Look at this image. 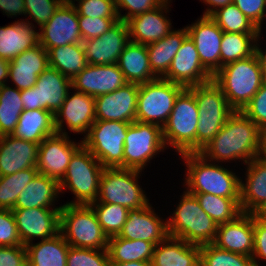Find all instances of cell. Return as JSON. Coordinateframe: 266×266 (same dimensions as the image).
<instances>
[{
	"instance_id": "obj_1",
	"label": "cell",
	"mask_w": 266,
	"mask_h": 266,
	"mask_svg": "<svg viewBox=\"0 0 266 266\" xmlns=\"http://www.w3.org/2000/svg\"><path fill=\"white\" fill-rule=\"evenodd\" d=\"M261 128L242 111H235L221 130L198 153L212 161L243 160L246 165L258 157Z\"/></svg>"
},
{
	"instance_id": "obj_2",
	"label": "cell",
	"mask_w": 266,
	"mask_h": 266,
	"mask_svg": "<svg viewBox=\"0 0 266 266\" xmlns=\"http://www.w3.org/2000/svg\"><path fill=\"white\" fill-rule=\"evenodd\" d=\"M213 80L220 86L235 111H242L264 83L255 53L221 67L214 74Z\"/></svg>"
},
{
	"instance_id": "obj_3",
	"label": "cell",
	"mask_w": 266,
	"mask_h": 266,
	"mask_svg": "<svg viewBox=\"0 0 266 266\" xmlns=\"http://www.w3.org/2000/svg\"><path fill=\"white\" fill-rule=\"evenodd\" d=\"M187 167L186 190L188 193H208L226 198H240V180L232 171L209 164L199 153L181 154Z\"/></svg>"
},
{
	"instance_id": "obj_4",
	"label": "cell",
	"mask_w": 266,
	"mask_h": 266,
	"mask_svg": "<svg viewBox=\"0 0 266 266\" xmlns=\"http://www.w3.org/2000/svg\"><path fill=\"white\" fill-rule=\"evenodd\" d=\"M189 89L194 93L198 107L199 119L196 130V153H198L221 130L235 110L229 105L222 89L213 79Z\"/></svg>"
},
{
	"instance_id": "obj_5",
	"label": "cell",
	"mask_w": 266,
	"mask_h": 266,
	"mask_svg": "<svg viewBox=\"0 0 266 266\" xmlns=\"http://www.w3.org/2000/svg\"><path fill=\"white\" fill-rule=\"evenodd\" d=\"M172 216L167 221L169 236L199 246L215 241L218 225L203 211L195 195L185 191Z\"/></svg>"
},
{
	"instance_id": "obj_6",
	"label": "cell",
	"mask_w": 266,
	"mask_h": 266,
	"mask_svg": "<svg viewBox=\"0 0 266 266\" xmlns=\"http://www.w3.org/2000/svg\"><path fill=\"white\" fill-rule=\"evenodd\" d=\"M60 207V233L71 247L107 250L109 238L91 205L64 204Z\"/></svg>"
},
{
	"instance_id": "obj_7",
	"label": "cell",
	"mask_w": 266,
	"mask_h": 266,
	"mask_svg": "<svg viewBox=\"0 0 266 266\" xmlns=\"http://www.w3.org/2000/svg\"><path fill=\"white\" fill-rule=\"evenodd\" d=\"M198 107L194 93L184 88L177 96L168 120L162 127L165 145H171L181 155L196 153Z\"/></svg>"
},
{
	"instance_id": "obj_8",
	"label": "cell",
	"mask_w": 266,
	"mask_h": 266,
	"mask_svg": "<svg viewBox=\"0 0 266 266\" xmlns=\"http://www.w3.org/2000/svg\"><path fill=\"white\" fill-rule=\"evenodd\" d=\"M104 167L83 145L73 154L66 174L60 183V191L68 188L76 200L66 204L90 205L97 200L99 181Z\"/></svg>"
},
{
	"instance_id": "obj_9",
	"label": "cell",
	"mask_w": 266,
	"mask_h": 266,
	"mask_svg": "<svg viewBox=\"0 0 266 266\" xmlns=\"http://www.w3.org/2000/svg\"><path fill=\"white\" fill-rule=\"evenodd\" d=\"M128 122L95 120L82 145L88 149L104 168L124 169V140Z\"/></svg>"
},
{
	"instance_id": "obj_10",
	"label": "cell",
	"mask_w": 266,
	"mask_h": 266,
	"mask_svg": "<svg viewBox=\"0 0 266 266\" xmlns=\"http://www.w3.org/2000/svg\"><path fill=\"white\" fill-rule=\"evenodd\" d=\"M140 172L119 167L104 168L95 202L122 205L129 210L146 206L149 199L137 182Z\"/></svg>"
},
{
	"instance_id": "obj_11",
	"label": "cell",
	"mask_w": 266,
	"mask_h": 266,
	"mask_svg": "<svg viewBox=\"0 0 266 266\" xmlns=\"http://www.w3.org/2000/svg\"><path fill=\"white\" fill-rule=\"evenodd\" d=\"M183 89V86L163 78L139 84L136 121L163 127Z\"/></svg>"
},
{
	"instance_id": "obj_12",
	"label": "cell",
	"mask_w": 266,
	"mask_h": 266,
	"mask_svg": "<svg viewBox=\"0 0 266 266\" xmlns=\"http://www.w3.org/2000/svg\"><path fill=\"white\" fill-rule=\"evenodd\" d=\"M165 147L162 126L138 121L130 123L124 140V169L142 171Z\"/></svg>"
},
{
	"instance_id": "obj_13",
	"label": "cell",
	"mask_w": 266,
	"mask_h": 266,
	"mask_svg": "<svg viewBox=\"0 0 266 266\" xmlns=\"http://www.w3.org/2000/svg\"><path fill=\"white\" fill-rule=\"evenodd\" d=\"M72 82L57 69L47 67L32 88L21 90L24 110L43 109L55 114L62 106Z\"/></svg>"
},
{
	"instance_id": "obj_14",
	"label": "cell",
	"mask_w": 266,
	"mask_h": 266,
	"mask_svg": "<svg viewBox=\"0 0 266 266\" xmlns=\"http://www.w3.org/2000/svg\"><path fill=\"white\" fill-rule=\"evenodd\" d=\"M39 33V44L45 49L82 43L75 2H63Z\"/></svg>"
},
{
	"instance_id": "obj_15",
	"label": "cell",
	"mask_w": 266,
	"mask_h": 266,
	"mask_svg": "<svg viewBox=\"0 0 266 266\" xmlns=\"http://www.w3.org/2000/svg\"><path fill=\"white\" fill-rule=\"evenodd\" d=\"M82 146L69 140L67 134L55 133L46 137L38 147L36 167L39 174L61 181L73 154Z\"/></svg>"
},
{
	"instance_id": "obj_16",
	"label": "cell",
	"mask_w": 266,
	"mask_h": 266,
	"mask_svg": "<svg viewBox=\"0 0 266 266\" xmlns=\"http://www.w3.org/2000/svg\"><path fill=\"white\" fill-rule=\"evenodd\" d=\"M61 207L12 209L16 220L17 232L22 245L31 244L34 237L42 240L60 232Z\"/></svg>"
},
{
	"instance_id": "obj_17",
	"label": "cell",
	"mask_w": 266,
	"mask_h": 266,
	"mask_svg": "<svg viewBox=\"0 0 266 266\" xmlns=\"http://www.w3.org/2000/svg\"><path fill=\"white\" fill-rule=\"evenodd\" d=\"M184 88L208 82L213 75L202 65L193 40L187 35L163 77Z\"/></svg>"
},
{
	"instance_id": "obj_18",
	"label": "cell",
	"mask_w": 266,
	"mask_h": 266,
	"mask_svg": "<svg viewBox=\"0 0 266 266\" xmlns=\"http://www.w3.org/2000/svg\"><path fill=\"white\" fill-rule=\"evenodd\" d=\"M129 41L127 22L118 20L100 37L83 40L85 58L90 65L115 64Z\"/></svg>"
},
{
	"instance_id": "obj_19",
	"label": "cell",
	"mask_w": 266,
	"mask_h": 266,
	"mask_svg": "<svg viewBox=\"0 0 266 266\" xmlns=\"http://www.w3.org/2000/svg\"><path fill=\"white\" fill-rule=\"evenodd\" d=\"M74 133H88L96 120L95 97L82 92H76L70 96L68 92L62 106L54 114V126L56 133L63 132V123Z\"/></svg>"
},
{
	"instance_id": "obj_20",
	"label": "cell",
	"mask_w": 266,
	"mask_h": 266,
	"mask_svg": "<svg viewBox=\"0 0 266 266\" xmlns=\"http://www.w3.org/2000/svg\"><path fill=\"white\" fill-rule=\"evenodd\" d=\"M139 84L127 83L117 90L95 97L96 120L136 121Z\"/></svg>"
},
{
	"instance_id": "obj_21",
	"label": "cell",
	"mask_w": 266,
	"mask_h": 266,
	"mask_svg": "<svg viewBox=\"0 0 266 266\" xmlns=\"http://www.w3.org/2000/svg\"><path fill=\"white\" fill-rule=\"evenodd\" d=\"M186 28L202 65L214 76L220 69L221 40L224 31L210 16H202Z\"/></svg>"
},
{
	"instance_id": "obj_22",
	"label": "cell",
	"mask_w": 266,
	"mask_h": 266,
	"mask_svg": "<svg viewBox=\"0 0 266 266\" xmlns=\"http://www.w3.org/2000/svg\"><path fill=\"white\" fill-rule=\"evenodd\" d=\"M71 82L72 89L92 97L111 93L128 83L117 63L111 65L88 64Z\"/></svg>"
},
{
	"instance_id": "obj_23",
	"label": "cell",
	"mask_w": 266,
	"mask_h": 266,
	"mask_svg": "<svg viewBox=\"0 0 266 266\" xmlns=\"http://www.w3.org/2000/svg\"><path fill=\"white\" fill-rule=\"evenodd\" d=\"M118 236L128 240L152 242L156 246L169 236L168 224L156 215L148 203L139 209L129 210L127 220Z\"/></svg>"
},
{
	"instance_id": "obj_24",
	"label": "cell",
	"mask_w": 266,
	"mask_h": 266,
	"mask_svg": "<svg viewBox=\"0 0 266 266\" xmlns=\"http://www.w3.org/2000/svg\"><path fill=\"white\" fill-rule=\"evenodd\" d=\"M218 248L252 257L254 250V216L242 212L233 221L219 224L213 242Z\"/></svg>"
},
{
	"instance_id": "obj_25",
	"label": "cell",
	"mask_w": 266,
	"mask_h": 266,
	"mask_svg": "<svg viewBox=\"0 0 266 266\" xmlns=\"http://www.w3.org/2000/svg\"><path fill=\"white\" fill-rule=\"evenodd\" d=\"M168 2L165 0L151 11L143 12L128 19L126 22L129 29V40L148 45L170 33L172 31L171 21L163 14L168 12Z\"/></svg>"
},
{
	"instance_id": "obj_26",
	"label": "cell",
	"mask_w": 266,
	"mask_h": 266,
	"mask_svg": "<svg viewBox=\"0 0 266 266\" xmlns=\"http://www.w3.org/2000/svg\"><path fill=\"white\" fill-rule=\"evenodd\" d=\"M39 144L14 137L0 136V176L36 167Z\"/></svg>"
},
{
	"instance_id": "obj_27",
	"label": "cell",
	"mask_w": 266,
	"mask_h": 266,
	"mask_svg": "<svg viewBox=\"0 0 266 266\" xmlns=\"http://www.w3.org/2000/svg\"><path fill=\"white\" fill-rule=\"evenodd\" d=\"M47 67L48 52L38 44L9 61V78L18 90L29 89Z\"/></svg>"
},
{
	"instance_id": "obj_28",
	"label": "cell",
	"mask_w": 266,
	"mask_h": 266,
	"mask_svg": "<svg viewBox=\"0 0 266 266\" xmlns=\"http://www.w3.org/2000/svg\"><path fill=\"white\" fill-rule=\"evenodd\" d=\"M152 266H199L200 246L168 236L153 252Z\"/></svg>"
},
{
	"instance_id": "obj_29",
	"label": "cell",
	"mask_w": 266,
	"mask_h": 266,
	"mask_svg": "<svg viewBox=\"0 0 266 266\" xmlns=\"http://www.w3.org/2000/svg\"><path fill=\"white\" fill-rule=\"evenodd\" d=\"M28 22V23H27ZM30 21H15L0 27V58L13 60L20 53L39 44V32Z\"/></svg>"
},
{
	"instance_id": "obj_30",
	"label": "cell",
	"mask_w": 266,
	"mask_h": 266,
	"mask_svg": "<svg viewBox=\"0 0 266 266\" xmlns=\"http://www.w3.org/2000/svg\"><path fill=\"white\" fill-rule=\"evenodd\" d=\"M247 164L246 184L240 180V208L252 213L266 200V162L257 157Z\"/></svg>"
},
{
	"instance_id": "obj_31",
	"label": "cell",
	"mask_w": 266,
	"mask_h": 266,
	"mask_svg": "<svg viewBox=\"0 0 266 266\" xmlns=\"http://www.w3.org/2000/svg\"><path fill=\"white\" fill-rule=\"evenodd\" d=\"M117 65L128 83L142 84L157 79L149 65L146 45L129 41Z\"/></svg>"
},
{
	"instance_id": "obj_32",
	"label": "cell",
	"mask_w": 266,
	"mask_h": 266,
	"mask_svg": "<svg viewBox=\"0 0 266 266\" xmlns=\"http://www.w3.org/2000/svg\"><path fill=\"white\" fill-rule=\"evenodd\" d=\"M59 192V181L38 173L19 194L13 209L51 208Z\"/></svg>"
},
{
	"instance_id": "obj_33",
	"label": "cell",
	"mask_w": 266,
	"mask_h": 266,
	"mask_svg": "<svg viewBox=\"0 0 266 266\" xmlns=\"http://www.w3.org/2000/svg\"><path fill=\"white\" fill-rule=\"evenodd\" d=\"M188 35L187 28L172 30L162 39L146 45L149 65L157 78H163L172 63L183 40Z\"/></svg>"
},
{
	"instance_id": "obj_34",
	"label": "cell",
	"mask_w": 266,
	"mask_h": 266,
	"mask_svg": "<svg viewBox=\"0 0 266 266\" xmlns=\"http://www.w3.org/2000/svg\"><path fill=\"white\" fill-rule=\"evenodd\" d=\"M56 133L54 114L48 110H24L15 131L12 135L16 138L40 144L46 137Z\"/></svg>"
},
{
	"instance_id": "obj_35",
	"label": "cell",
	"mask_w": 266,
	"mask_h": 266,
	"mask_svg": "<svg viewBox=\"0 0 266 266\" xmlns=\"http://www.w3.org/2000/svg\"><path fill=\"white\" fill-rule=\"evenodd\" d=\"M27 266H66L70 245L59 232L57 235L25 246Z\"/></svg>"
},
{
	"instance_id": "obj_36",
	"label": "cell",
	"mask_w": 266,
	"mask_h": 266,
	"mask_svg": "<svg viewBox=\"0 0 266 266\" xmlns=\"http://www.w3.org/2000/svg\"><path fill=\"white\" fill-rule=\"evenodd\" d=\"M155 245L143 240H128L118 235L109 237L107 251L110 263L151 262Z\"/></svg>"
},
{
	"instance_id": "obj_37",
	"label": "cell",
	"mask_w": 266,
	"mask_h": 266,
	"mask_svg": "<svg viewBox=\"0 0 266 266\" xmlns=\"http://www.w3.org/2000/svg\"><path fill=\"white\" fill-rule=\"evenodd\" d=\"M47 52L49 67L57 69L71 81L88 65L82 43L50 48Z\"/></svg>"
},
{
	"instance_id": "obj_38",
	"label": "cell",
	"mask_w": 266,
	"mask_h": 266,
	"mask_svg": "<svg viewBox=\"0 0 266 266\" xmlns=\"http://www.w3.org/2000/svg\"><path fill=\"white\" fill-rule=\"evenodd\" d=\"M260 33H223L221 40L220 68L255 53Z\"/></svg>"
},
{
	"instance_id": "obj_39",
	"label": "cell",
	"mask_w": 266,
	"mask_h": 266,
	"mask_svg": "<svg viewBox=\"0 0 266 266\" xmlns=\"http://www.w3.org/2000/svg\"><path fill=\"white\" fill-rule=\"evenodd\" d=\"M196 196L203 211L219 225L233 221L242 213L240 198H226L208 193H190Z\"/></svg>"
},
{
	"instance_id": "obj_40",
	"label": "cell",
	"mask_w": 266,
	"mask_h": 266,
	"mask_svg": "<svg viewBox=\"0 0 266 266\" xmlns=\"http://www.w3.org/2000/svg\"><path fill=\"white\" fill-rule=\"evenodd\" d=\"M23 111L21 90L0 86V136L12 135Z\"/></svg>"
},
{
	"instance_id": "obj_41",
	"label": "cell",
	"mask_w": 266,
	"mask_h": 266,
	"mask_svg": "<svg viewBox=\"0 0 266 266\" xmlns=\"http://www.w3.org/2000/svg\"><path fill=\"white\" fill-rule=\"evenodd\" d=\"M38 173L37 167H32L11 175L0 176V209L12 210L19 194Z\"/></svg>"
},
{
	"instance_id": "obj_42",
	"label": "cell",
	"mask_w": 266,
	"mask_h": 266,
	"mask_svg": "<svg viewBox=\"0 0 266 266\" xmlns=\"http://www.w3.org/2000/svg\"><path fill=\"white\" fill-rule=\"evenodd\" d=\"M90 205L108 238L119 235L127 220L129 209L122 205L111 203L93 202Z\"/></svg>"
},
{
	"instance_id": "obj_43",
	"label": "cell",
	"mask_w": 266,
	"mask_h": 266,
	"mask_svg": "<svg viewBox=\"0 0 266 266\" xmlns=\"http://www.w3.org/2000/svg\"><path fill=\"white\" fill-rule=\"evenodd\" d=\"M227 33H259V29L232 3L210 16Z\"/></svg>"
},
{
	"instance_id": "obj_44",
	"label": "cell",
	"mask_w": 266,
	"mask_h": 266,
	"mask_svg": "<svg viewBox=\"0 0 266 266\" xmlns=\"http://www.w3.org/2000/svg\"><path fill=\"white\" fill-rule=\"evenodd\" d=\"M201 266H255L252 257L218 248L213 243L200 246Z\"/></svg>"
},
{
	"instance_id": "obj_45",
	"label": "cell",
	"mask_w": 266,
	"mask_h": 266,
	"mask_svg": "<svg viewBox=\"0 0 266 266\" xmlns=\"http://www.w3.org/2000/svg\"><path fill=\"white\" fill-rule=\"evenodd\" d=\"M66 266H111V263L107 250L70 246Z\"/></svg>"
},
{
	"instance_id": "obj_46",
	"label": "cell",
	"mask_w": 266,
	"mask_h": 266,
	"mask_svg": "<svg viewBox=\"0 0 266 266\" xmlns=\"http://www.w3.org/2000/svg\"><path fill=\"white\" fill-rule=\"evenodd\" d=\"M75 1V0H74ZM78 15L92 18H119L115 0H76Z\"/></svg>"
},
{
	"instance_id": "obj_47",
	"label": "cell",
	"mask_w": 266,
	"mask_h": 266,
	"mask_svg": "<svg viewBox=\"0 0 266 266\" xmlns=\"http://www.w3.org/2000/svg\"><path fill=\"white\" fill-rule=\"evenodd\" d=\"M24 2L25 14H28L40 28L49 21L63 3L61 0H24Z\"/></svg>"
},
{
	"instance_id": "obj_48",
	"label": "cell",
	"mask_w": 266,
	"mask_h": 266,
	"mask_svg": "<svg viewBox=\"0 0 266 266\" xmlns=\"http://www.w3.org/2000/svg\"><path fill=\"white\" fill-rule=\"evenodd\" d=\"M119 18H92L78 15L79 30L83 40L100 37L114 25Z\"/></svg>"
},
{
	"instance_id": "obj_49",
	"label": "cell",
	"mask_w": 266,
	"mask_h": 266,
	"mask_svg": "<svg viewBox=\"0 0 266 266\" xmlns=\"http://www.w3.org/2000/svg\"><path fill=\"white\" fill-rule=\"evenodd\" d=\"M242 112L261 129H266V81Z\"/></svg>"
},
{
	"instance_id": "obj_50",
	"label": "cell",
	"mask_w": 266,
	"mask_h": 266,
	"mask_svg": "<svg viewBox=\"0 0 266 266\" xmlns=\"http://www.w3.org/2000/svg\"><path fill=\"white\" fill-rule=\"evenodd\" d=\"M0 246H24L19 238L12 210L0 209Z\"/></svg>"
},
{
	"instance_id": "obj_51",
	"label": "cell",
	"mask_w": 266,
	"mask_h": 266,
	"mask_svg": "<svg viewBox=\"0 0 266 266\" xmlns=\"http://www.w3.org/2000/svg\"><path fill=\"white\" fill-rule=\"evenodd\" d=\"M164 1L165 0H115V3L119 20L126 22L133 16L151 11L161 5ZM121 8L128 10V12L125 13V15H121V11H119Z\"/></svg>"
},
{
	"instance_id": "obj_52",
	"label": "cell",
	"mask_w": 266,
	"mask_h": 266,
	"mask_svg": "<svg viewBox=\"0 0 266 266\" xmlns=\"http://www.w3.org/2000/svg\"><path fill=\"white\" fill-rule=\"evenodd\" d=\"M238 9L259 29L265 18L266 0H233Z\"/></svg>"
},
{
	"instance_id": "obj_53",
	"label": "cell",
	"mask_w": 266,
	"mask_h": 266,
	"mask_svg": "<svg viewBox=\"0 0 266 266\" xmlns=\"http://www.w3.org/2000/svg\"><path fill=\"white\" fill-rule=\"evenodd\" d=\"M0 266H27L25 246H0Z\"/></svg>"
},
{
	"instance_id": "obj_54",
	"label": "cell",
	"mask_w": 266,
	"mask_h": 266,
	"mask_svg": "<svg viewBox=\"0 0 266 266\" xmlns=\"http://www.w3.org/2000/svg\"><path fill=\"white\" fill-rule=\"evenodd\" d=\"M257 258L266 260V222L254 217V250L252 259L255 266H259Z\"/></svg>"
},
{
	"instance_id": "obj_55",
	"label": "cell",
	"mask_w": 266,
	"mask_h": 266,
	"mask_svg": "<svg viewBox=\"0 0 266 266\" xmlns=\"http://www.w3.org/2000/svg\"><path fill=\"white\" fill-rule=\"evenodd\" d=\"M0 9L11 17L18 14L25 15V2L24 0H0Z\"/></svg>"
},
{
	"instance_id": "obj_56",
	"label": "cell",
	"mask_w": 266,
	"mask_h": 266,
	"mask_svg": "<svg viewBox=\"0 0 266 266\" xmlns=\"http://www.w3.org/2000/svg\"><path fill=\"white\" fill-rule=\"evenodd\" d=\"M203 1L206 4H209L210 7L213 6V8H214V9L213 8L212 9L208 8L204 12L203 16H211L215 11L225 7L228 4H232L233 3V0H203Z\"/></svg>"
},
{
	"instance_id": "obj_57",
	"label": "cell",
	"mask_w": 266,
	"mask_h": 266,
	"mask_svg": "<svg viewBox=\"0 0 266 266\" xmlns=\"http://www.w3.org/2000/svg\"><path fill=\"white\" fill-rule=\"evenodd\" d=\"M259 45L256 42L255 46V54L259 60L261 71H262V76L264 81H266V51L263 52L261 49L258 47ZM265 53V54H264Z\"/></svg>"
},
{
	"instance_id": "obj_58",
	"label": "cell",
	"mask_w": 266,
	"mask_h": 266,
	"mask_svg": "<svg viewBox=\"0 0 266 266\" xmlns=\"http://www.w3.org/2000/svg\"><path fill=\"white\" fill-rule=\"evenodd\" d=\"M9 77V61L0 58V86L5 85Z\"/></svg>"
},
{
	"instance_id": "obj_59",
	"label": "cell",
	"mask_w": 266,
	"mask_h": 266,
	"mask_svg": "<svg viewBox=\"0 0 266 266\" xmlns=\"http://www.w3.org/2000/svg\"><path fill=\"white\" fill-rule=\"evenodd\" d=\"M252 215L256 219L266 222V200L252 212Z\"/></svg>"
},
{
	"instance_id": "obj_60",
	"label": "cell",
	"mask_w": 266,
	"mask_h": 266,
	"mask_svg": "<svg viewBox=\"0 0 266 266\" xmlns=\"http://www.w3.org/2000/svg\"><path fill=\"white\" fill-rule=\"evenodd\" d=\"M258 157L266 162V129L261 130V147Z\"/></svg>"
},
{
	"instance_id": "obj_61",
	"label": "cell",
	"mask_w": 266,
	"mask_h": 266,
	"mask_svg": "<svg viewBox=\"0 0 266 266\" xmlns=\"http://www.w3.org/2000/svg\"><path fill=\"white\" fill-rule=\"evenodd\" d=\"M111 266H152V264L151 262L134 261V262L111 263Z\"/></svg>"
},
{
	"instance_id": "obj_62",
	"label": "cell",
	"mask_w": 266,
	"mask_h": 266,
	"mask_svg": "<svg viewBox=\"0 0 266 266\" xmlns=\"http://www.w3.org/2000/svg\"><path fill=\"white\" fill-rule=\"evenodd\" d=\"M62 2H73V0H61Z\"/></svg>"
}]
</instances>
